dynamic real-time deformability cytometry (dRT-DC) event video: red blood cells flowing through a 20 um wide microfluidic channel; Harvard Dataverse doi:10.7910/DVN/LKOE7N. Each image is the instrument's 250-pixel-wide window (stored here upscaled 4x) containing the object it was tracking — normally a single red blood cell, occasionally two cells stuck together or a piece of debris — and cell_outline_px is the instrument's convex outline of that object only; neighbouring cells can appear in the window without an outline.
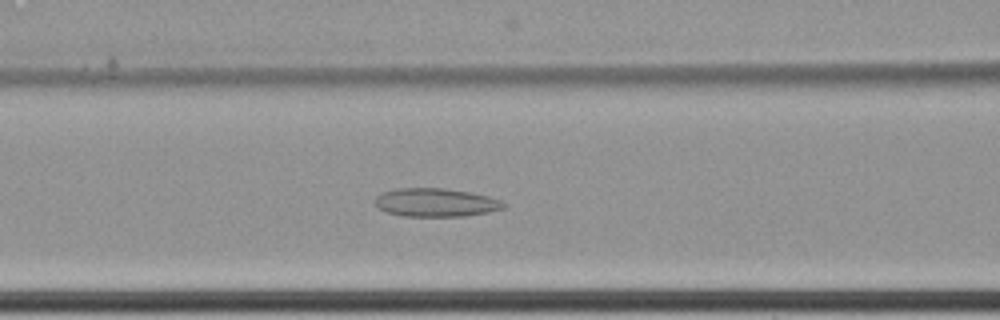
{"species": "common noctule bat (a hibernating species)", "species_latin": "Nyctalus noctula", "temperature_condition": "cold", "stored_images_in_passage": 46, "camera_frame_rate_fps": 3000, "um_per_image_px": 0.085, "animal": {"sex": "female", "body_mass_g": 22.7, "forearm_length_mm": 54.2}, "frame": {"image": 1, "passage_image": 12, "time_ms": 3.667, "image_size_px": [1000, 320], "cell_outline_px": [[508, 204], [504, 208], [488, 212], [464, 216], [404, 216], [388, 212], [376, 208], [376, 196], [384, 192], [396, 188], [444, 188], [468, 192], [488, 196], [500, 200]], "centroid_in_image_um": [37.05, 17.21], "position_along_channel_um": 129.6, "area_um2": 21.21}}
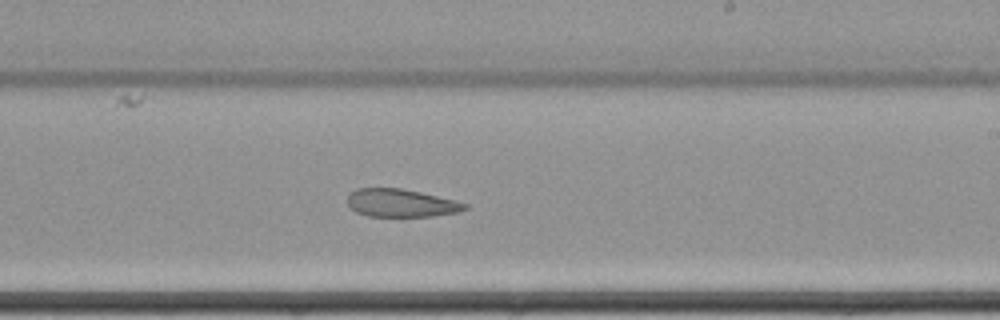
{"frame": {"image": 2, "passage_image": 23, "time_ms": 7.333, "image_size_px": [1000, 320], "cell_outline_px": [[468, 208], [460, 212], [432, 216], [368, 216], [356, 212], [348, 208], [348, 196], [356, 188], [400, 188], [420, 192], [456, 200], [468, 204]], "centroid_in_image_um": [34.1, 17.26], "position_along_channel_um": 254.9, "area_um2": 19.19}}
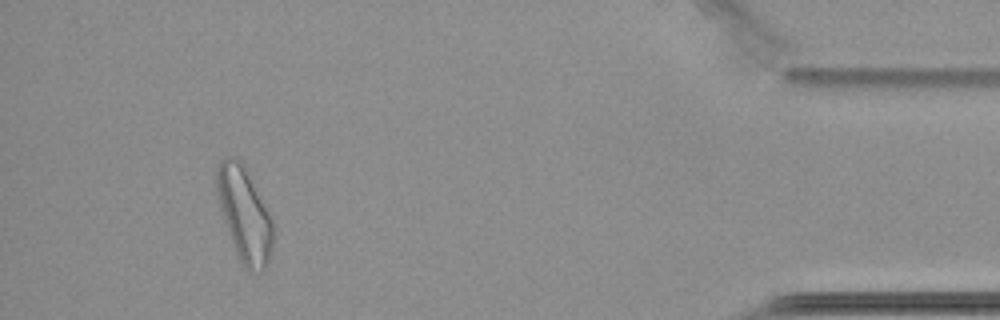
{"frame": {"image": 3, "passage_image": 42, "time_ms": 13.667, "image_size_px": [1000, 320], "cell_outline_px": [[276, 228], [268, 260], [264, 268], [260, 272], [248, 272], [244, 268], [236, 252], [228, 232], [220, 208], [216, 184], [216, 168], [220, 160], [224, 156], [232, 156], [240, 160], [244, 164]], "centroid_in_image_um": [20.77, 18.21], "position_along_channel_um": 414.4, "area_um2": 30.87}, "authors_computed_cell_mechanics": {"area_um2": 22.1952, "velocity_mm_per_s": 3.4255, "shape_relaxation_time_tau1_ms": null, "shape_relaxation_time_tau2_ms": 4.7673, "deformation_change_tau1": null, "deformation_change_tau2": 0.1232}}